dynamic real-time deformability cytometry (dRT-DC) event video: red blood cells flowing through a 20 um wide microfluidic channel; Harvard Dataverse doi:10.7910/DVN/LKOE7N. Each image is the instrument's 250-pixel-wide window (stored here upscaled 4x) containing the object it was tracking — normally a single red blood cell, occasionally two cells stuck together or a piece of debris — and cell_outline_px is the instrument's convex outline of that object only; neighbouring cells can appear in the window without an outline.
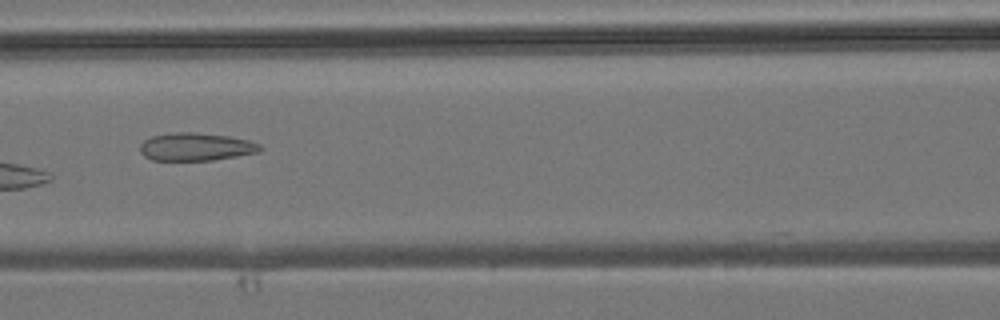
{"species": "common noctule bat (a hibernating species)", "species_latin": "Nyctalus noctula", "temperature_condition": "room temperature", "stored_images_in_passage": 4, "camera_frame_rate_fps": 3000, "um_per_image_px": 0.085, "animal": {"sex": "male", "body_mass_g": 19.2, "forearm_length_mm": 51.8}, "frame": {"image": 1, "passage_image": 4, "time_ms": 3.667, "image_size_px": [1000, 320], "cell_outline_px": [[264, 148], [260, 152], [212, 160], [152, 160], [144, 156], [140, 152], [140, 144], [144, 140], [152, 136], [176, 132], [196, 132], [228, 136], [248, 140], [260, 144]], "centroid_in_image_um": [16.66, 12.48], "position_along_channel_um": 149.9, "area_um2": 19.54}}